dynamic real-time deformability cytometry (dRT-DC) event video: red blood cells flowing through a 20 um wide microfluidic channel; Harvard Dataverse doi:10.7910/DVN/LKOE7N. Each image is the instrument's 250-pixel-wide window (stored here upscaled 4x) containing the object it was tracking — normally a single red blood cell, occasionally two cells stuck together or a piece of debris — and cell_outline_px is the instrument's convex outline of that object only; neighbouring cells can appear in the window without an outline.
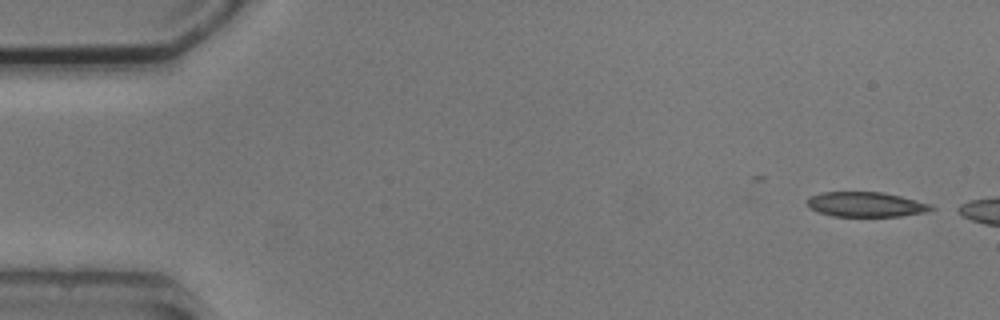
{"species": "common noctule bat (a hibernating species)", "species_latin": "Nyctalus noctula", "temperature_condition": "cold", "stored_images_in_passage": 3, "camera_frame_rate_fps": 3000, "um_per_image_px": 0.085, "animal": {"sex": "male", "body_mass_g": 20.5, "forearm_length_mm": 52.5}, "frame": {"image": 1, "passage_image": 1, "time_ms": 0.0, "image_size_px": [1000, 320], "cell_outline_px": [[936, 208], [924, 212], [900, 216], [832, 216], [820, 212], [812, 208], [808, 204], [808, 196], [820, 192], [880, 192], [900, 196], [932, 204]], "centroid_in_image_um": [73.61, 17.37], "position_along_channel_um": 11.4, "area_um2": 17.8}}